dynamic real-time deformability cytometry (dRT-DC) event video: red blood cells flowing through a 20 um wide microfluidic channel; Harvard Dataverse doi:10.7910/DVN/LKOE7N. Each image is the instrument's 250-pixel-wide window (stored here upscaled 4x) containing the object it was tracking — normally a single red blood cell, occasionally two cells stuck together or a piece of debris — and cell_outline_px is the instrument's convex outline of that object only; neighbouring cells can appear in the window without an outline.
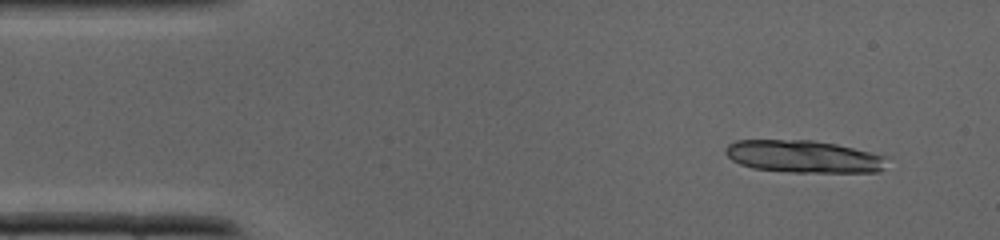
{"species": "common noctule bat (a hibernating species)", "species_latin": "Nyctalus noctula", "temperature_condition": "cold", "stored_images_in_passage": 36, "camera_frame_rate_fps": 3000, "um_per_image_px": 0.085, "animal": {"sex": "male", "body_mass_g": 19.0, "forearm_length_mm": 50.8}, "frame": {"image": 1, "passage_image": 2, "time_ms": 0.333, "image_size_px": [1000, 240], "cell_outline_px": [[892, 156], [884, 168], [880, 172], [792, 172], [752, 168], [740, 164], [732, 160], [724, 152], [724, 148], [728, 144], [736, 140], [812, 140], [836, 144]], "centroid_in_image_um": [68.38, 13.3], "position_along_channel_um": 16.6, "area_um2": 30.92}}
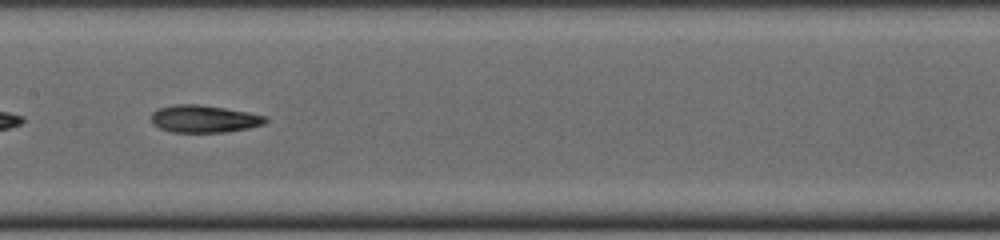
{"frame": {"image": 2, "passage_image": 17, "time_ms": 5.333, "image_size_px": [1000, 240], "cell_outline_px": [[268, 120], [264, 124], [248, 128], [224, 132], [172, 132], [160, 128], [152, 124], [152, 112], [160, 108], [176, 104], [196, 104], [224, 108], [248, 112], [268, 116]], "centroid_in_image_um": [17.36, 10.1], "position_along_channel_um": 190.0, "area_um2": 18.15}}
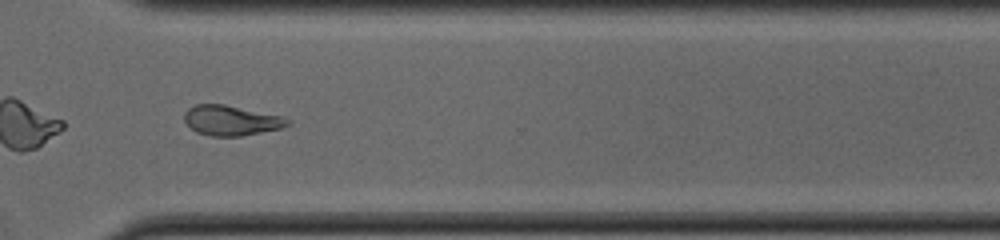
{"frame": {"image": 3, "passage_image": 26, "time_ms": 8.333, "image_size_px": [1000, 240], "cell_outline_px": [[292, 124], [280, 128], [240, 136], [208, 136], [196, 132], [184, 120], [184, 112], [188, 108], [196, 104], [224, 104], [280, 116], [292, 120]], "centroid_in_image_um": [19.63, 10.24], "position_along_channel_um": 351.0, "area_um2": 17.98}}